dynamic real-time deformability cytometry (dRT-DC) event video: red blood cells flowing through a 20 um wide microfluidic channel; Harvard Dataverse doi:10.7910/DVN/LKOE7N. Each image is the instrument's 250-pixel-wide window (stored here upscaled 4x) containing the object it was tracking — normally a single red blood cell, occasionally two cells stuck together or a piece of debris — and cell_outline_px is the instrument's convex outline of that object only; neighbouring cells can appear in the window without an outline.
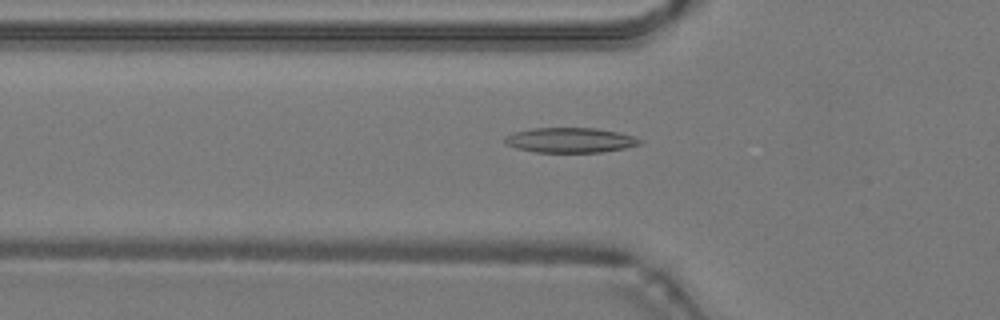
{"species": "common noctule bat (a hibernating species)", "species_latin": "Nyctalus noctula", "temperature_condition": "warm", "stored_images_in_passage": 49, "camera_frame_rate_fps": 3000, "um_per_image_px": 0.085, "animal": {"sex": "male", "body_mass_g": 19.2, "forearm_length_mm": 51.8}, "frame": {"image": 1, "passage_image": 17, "time_ms": 5.333, "image_size_px": [1000, 320], "cell_outline_px": [[644, 140], [640, 144], [624, 148], [600, 152], [536, 152], [516, 148], [504, 144], [504, 136], [512, 132], [532, 128], [596, 128], [616, 132], [632, 136]], "centroid_in_image_um": [48.41, 11.91], "position_along_channel_um": 77.4, "area_um2": 19.65}}
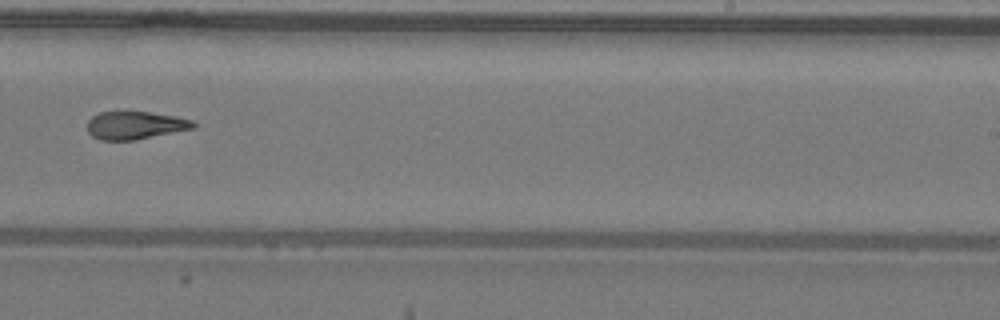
{"frame": {"image": 2, "passage_image": 31, "time_ms": 10.0, "image_size_px": [1000, 320], "cell_outline_px": [[196, 128], [136, 140], [100, 140], [92, 136], [88, 132], [88, 120], [92, 116], [100, 112], [148, 112], [176, 116], [192, 120], [196, 124]], "centroid_in_image_um": [11.51, 10.66], "position_along_channel_um": 277.5, "area_um2": 17.28}}
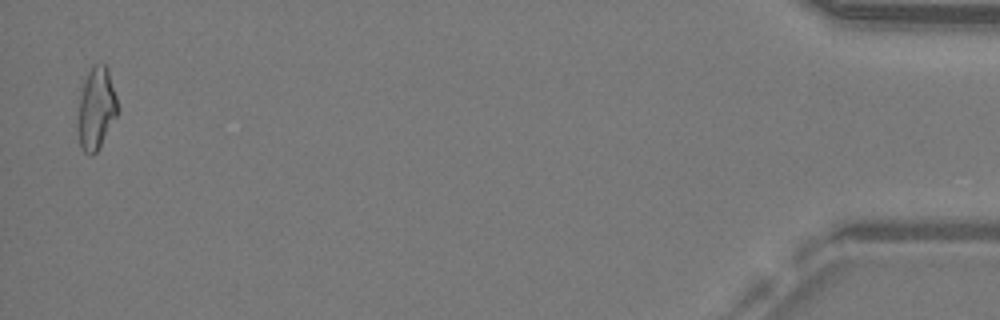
{"frame": {"image": 3, "passage_image": 48, "time_ms": 15.667, "image_size_px": [1000, 320], "cell_outline_px": [[116, 116], [100, 148], [92, 156], [88, 156], [80, 148], [76, 128], [76, 124], [80, 96], [84, 80], [92, 64], [104, 64], [108, 68], [116, 96]], "centroid_in_image_um": [8.13, 9.27], "position_along_channel_um": 427.1, "area_um2": 19.25}, "authors_computed_cell_mechanics": {"area_um2": 18.8428, "velocity_mm_per_s": 4.2772, "shape_relaxation_time_tau1_ms": null, "shape_relaxation_time_tau2_ms": 3.3254, "deformation_change_tau1": null, "deformation_change_tau2": 0.1288}}